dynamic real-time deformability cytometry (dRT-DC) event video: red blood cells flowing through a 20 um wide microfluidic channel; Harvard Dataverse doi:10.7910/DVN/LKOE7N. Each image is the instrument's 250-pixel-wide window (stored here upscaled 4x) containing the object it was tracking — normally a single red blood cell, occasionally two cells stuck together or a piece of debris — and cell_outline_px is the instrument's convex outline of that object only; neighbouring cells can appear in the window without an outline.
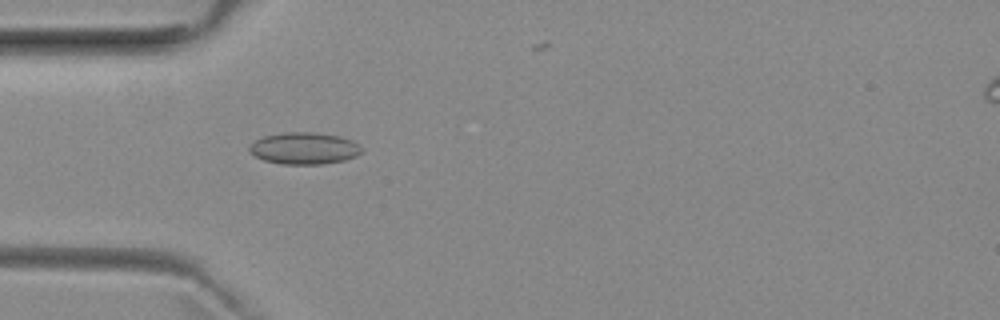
{"species": "common noctule bat (a hibernating species)", "species_latin": "Nyctalus noctula", "temperature_condition": "room temperature", "stored_images_in_passage": 30, "camera_frame_rate_fps": 3000, "um_per_image_px": 0.085, "animal": {"sex": "female", "body_mass_g": 29.2, "forearm_length_mm": 56.3}, "frame": {"image": 1, "passage_image": 3, "time_ms": 0.667, "image_size_px": [1000, 320], "cell_outline_px": [[364, 152], [356, 156], [344, 160], [324, 164], [280, 164], [264, 160], [248, 152], [248, 148], [256, 140], [264, 136], [284, 132], [316, 132], [340, 136], [352, 140], [364, 148]], "centroid_in_image_um": [25.89, 12.6], "position_along_channel_um": 59.1, "area_um2": 21.04}}
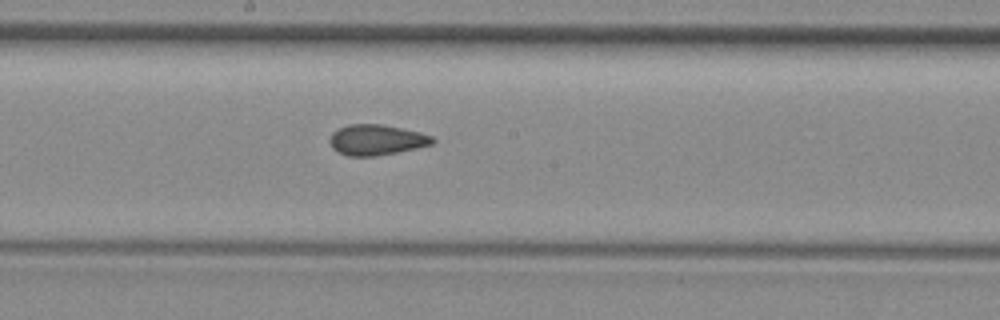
{"frame": {"image": 2, "passage_image": 15, "time_ms": 4.667, "image_size_px": [1000, 320], "cell_outline_px": [[436, 140], [432, 144], [416, 148], [376, 156], [348, 156], [332, 148], [328, 140], [332, 132], [348, 124], [380, 124], [420, 132], [432, 136]], "centroid_in_image_um": [31.98, 11.89], "position_along_channel_um": 216.2, "area_um2": 18.21}}
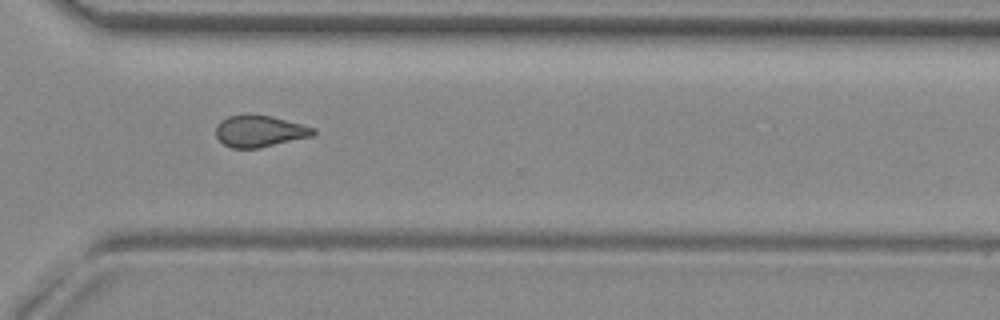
{"frame": {"image": 3, "passage_image": 25, "time_ms": 8.0, "image_size_px": [1000, 320], "cell_outline_px": [[316, 132], [312, 136], [260, 148], [232, 148], [224, 144], [216, 136], [216, 124], [220, 120], [228, 116], [248, 112], [272, 116], [316, 128]], "centroid_in_image_um": [22.04, 11.12], "position_along_channel_um": 348.6, "area_um2": 18.32}}